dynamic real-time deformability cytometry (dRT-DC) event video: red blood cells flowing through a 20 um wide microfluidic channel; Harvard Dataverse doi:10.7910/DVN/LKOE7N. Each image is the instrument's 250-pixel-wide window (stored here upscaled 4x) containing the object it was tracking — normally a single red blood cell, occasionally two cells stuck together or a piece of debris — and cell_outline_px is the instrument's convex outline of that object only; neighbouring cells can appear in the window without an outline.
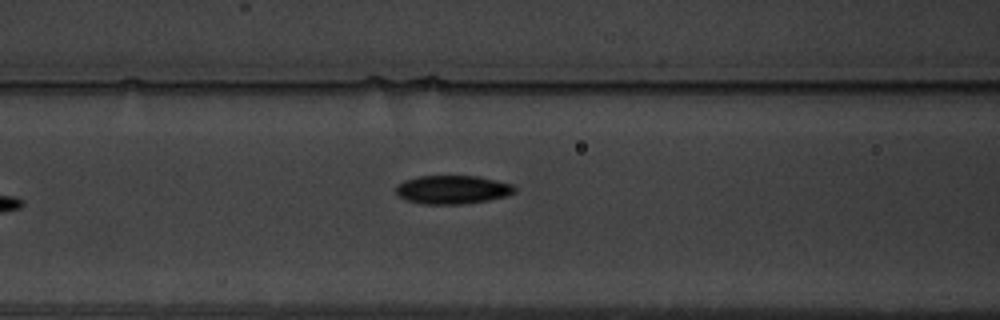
{"species": "common noctule bat (a hibernating species)", "species_latin": "Nyctalus noctula", "temperature_condition": "warm", "stored_images_in_passage": 8, "camera_frame_rate_fps": 3000, "um_per_image_px": 0.085, "animal": {"sex": "male", "body_mass_g": 19.5, "forearm_length_mm": 54.6}, "frame": {"image": 1, "passage_image": 8, "time_ms": 8.0, "image_size_px": [1000, 320], "cell_outline_px": [[516, 192], [504, 196], [488, 200], [464, 204], [424, 204], [404, 200], [396, 192], [396, 184], [404, 180], [416, 176], [476, 176], [496, 180], [512, 184], [516, 188]], "centroid_in_image_um": [38.43, 16.12], "position_along_channel_um": 128.2, "area_um2": 19.83}}